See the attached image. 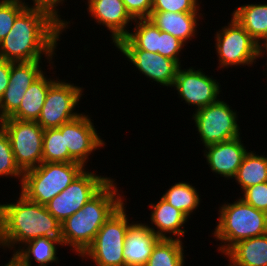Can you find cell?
I'll return each mask as SVG.
<instances>
[{
  "mask_svg": "<svg viewBox=\"0 0 267 266\" xmlns=\"http://www.w3.org/2000/svg\"><path fill=\"white\" fill-rule=\"evenodd\" d=\"M65 26L49 11L27 6L17 17L10 32L0 42V58L10 62L43 60L53 66L56 48ZM55 54V55H54Z\"/></svg>",
  "mask_w": 267,
  "mask_h": 266,
  "instance_id": "obj_1",
  "label": "cell"
},
{
  "mask_svg": "<svg viewBox=\"0 0 267 266\" xmlns=\"http://www.w3.org/2000/svg\"><path fill=\"white\" fill-rule=\"evenodd\" d=\"M19 194L16 202L0 204V248L13 249L14 254L26 242L39 237H45L58 246H66L62 224L47 210L46 205Z\"/></svg>",
  "mask_w": 267,
  "mask_h": 266,
  "instance_id": "obj_2",
  "label": "cell"
},
{
  "mask_svg": "<svg viewBox=\"0 0 267 266\" xmlns=\"http://www.w3.org/2000/svg\"><path fill=\"white\" fill-rule=\"evenodd\" d=\"M112 178L93 198L65 219L62 224L66 246L80 256L93 242L97 232L126 199L119 194Z\"/></svg>",
  "mask_w": 267,
  "mask_h": 266,
  "instance_id": "obj_3",
  "label": "cell"
},
{
  "mask_svg": "<svg viewBox=\"0 0 267 266\" xmlns=\"http://www.w3.org/2000/svg\"><path fill=\"white\" fill-rule=\"evenodd\" d=\"M218 212V223L212 235L221 241L217 250L223 255L237 242L267 233V213L240 197L233 203L224 202Z\"/></svg>",
  "mask_w": 267,
  "mask_h": 266,
  "instance_id": "obj_4",
  "label": "cell"
},
{
  "mask_svg": "<svg viewBox=\"0 0 267 266\" xmlns=\"http://www.w3.org/2000/svg\"><path fill=\"white\" fill-rule=\"evenodd\" d=\"M84 169L78 162H42L38 167L24 172L20 193L30 201L46 205Z\"/></svg>",
  "mask_w": 267,
  "mask_h": 266,
  "instance_id": "obj_5",
  "label": "cell"
},
{
  "mask_svg": "<svg viewBox=\"0 0 267 266\" xmlns=\"http://www.w3.org/2000/svg\"><path fill=\"white\" fill-rule=\"evenodd\" d=\"M123 203L103 224L93 242L79 256L89 259L95 266H125L123 256L125 237L130 223Z\"/></svg>",
  "mask_w": 267,
  "mask_h": 266,
  "instance_id": "obj_6",
  "label": "cell"
},
{
  "mask_svg": "<svg viewBox=\"0 0 267 266\" xmlns=\"http://www.w3.org/2000/svg\"><path fill=\"white\" fill-rule=\"evenodd\" d=\"M215 48L219 69L231 66H253L258 59V43L232 17L227 26L215 32Z\"/></svg>",
  "mask_w": 267,
  "mask_h": 266,
  "instance_id": "obj_7",
  "label": "cell"
},
{
  "mask_svg": "<svg viewBox=\"0 0 267 266\" xmlns=\"http://www.w3.org/2000/svg\"><path fill=\"white\" fill-rule=\"evenodd\" d=\"M0 127L7 133L16 164L25 172L42 162L44 129L36 121L5 118Z\"/></svg>",
  "mask_w": 267,
  "mask_h": 266,
  "instance_id": "obj_8",
  "label": "cell"
},
{
  "mask_svg": "<svg viewBox=\"0 0 267 266\" xmlns=\"http://www.w3.org/2000/svg\"><path fill=\"white\" fill-rule=\"evenodd\" d=\"M237 113V110L231 109V106L221 99L195 110L191 119L194 120L203 146L241 136Z\"/></svg>",
  "mask_w": 267,
  "mask_h": 266,
  "instance_id": "obj_9",
  "label": "cell"
},
{
  "mask_svg": "<svg viewBox=\"0 0 267 266\" xmlns=\"http://www.w3.org/2000/svg\"><path fill=\"white\" fill-rule=\"evenodd\" d=\"M84 169L61 193L47 204V210L62 223L65 219L80 210L112 178Z\"/></svg>",
  "mask_w": 267,
  "mask_h": 266,
  "instance_id": "obj_10",
  "label": "cell"
},
{
  "mask_svg": "<svg viewBox=\"0 0 267 266\" xmlns=\"http://www.w3.org/2000/svg\"><path fill=\"white\" fill-rule=\"evenodd\" d=\"M54 79L56 81L49 87L40 116L36 121L44 130L59 128L82 114L74 110L84 95L83 87L75 86L57 77Z\"/></svg>",
  "mask_w": 267,
  "mask_h": 266,
  "instance_id": "obj_11",
  "label": "cell"
},
{
  "mask_svg": "<svg viewBox=\"0 0 267 266\" xmlns=\"http://www.w3.org/2000/svg\"><path fill=\"white\" fill-rule=\"evenodd\" d=\"M178 69L172 87L177 90L179 98L189 106L198 110L220 99L222 92L220 83L201 69L189 67ZM204 72V73H203ZM219 97V98H218Z\"/></svg>",
  "mask_w": 267,
  "mask_h": 266,
  "instance_id": "obj_12",
  "label": "cell"
},
{
  "mask_svg": "<svg viewBox=\"0 0 267 266\" xmlns=\"http://www.w3.org/2000/svg\"><path fill=\"white\" fill-rule=\"evenodd\" d=\"M93 120L86 113L62 124L58 129L64 134L69 155L84 167L93 151L104 148L105 141L96 130Z\"/></svg>",
  "mask_w": 267,
  "mask_h": 266,
  "instance_id": "obj_13",
  "label": "cell"
},
{
  "mask_svg": "<svg viewBox=\"0 0 267 266\" xmlns=\"http://www.w3.org/2000/svg\"><path fill=\"white\" fill-rule=\"evenodd\" d=\"M131 62L140 74L162 86L172 88L180 65L159 53L138 48H117Z\"/></svg>",
  "mask_w": 267,
  "mask_h": 266,
  "instance_id": "obj_14",
  "label": "cell"
},
{
  "mask_svg": "<svg viewBox=\"0 0 267 266\" xmlns=\"http://www.w3.org/2000/svg\"><path fill=\"white\" fill-rule=\"evenodd\" d=\"M87 13L98 25H103L110 31L114 45L129 32V27L135 20L127 12L122 0H87ZM131 22V24H129ZM128 27V28H127Z\"/></svg>",
  "mask_w": 267,
  "mask_h": 266,
  "instance_id": "obj_15",
  "label": "cell"
},
{
  "mask_svg": "<svg viewBox=\"0 0 267 266\" xmlns=\"http://www.w3.org/2000/svg\"><path fill=\"white\" fill-rule=\"evenodd\" d=\"M241 138L239 136L225 142L205 146L203 155L213 173L227 178V180L235 177L248 152L246 146L241 142Z\"/></svg>",
  "mask_w": 267,
  "mask_h": 266,
  "instance_id": "obj_16",
  "label": "cell"
},
{
  "mask_svg": "<svg viewBox=\"0 0 267 266\" xmlns=\"http://www.w3.org/2000/svg\"><path fill=\"white\" fill-rule=\"evenodd\" d=\"M151 211L150 224L148 228L160 239H178L184 238L185 223L188 217L179 209L174 208L162 197L157 203H150ZM153 225V226H152ZM155 225V226H154ZM152 226V227H151ZM154 227V228H153ZM156 228V230H155ZM169 234V235H167ZM176 237V238H175ZM182 237V238H181Z\"/></svg>",
  "mask_w": 267,
  "mask_h": 266,
  "instance_id": "obj_17",
  "label": "cell"
},
{
  "mask_svg": "<svg viewBox=\"0 0 267 266\" xmlns=\"http://www.w3.org/2000/svg\"><path fill=\"white\" fill-rule=\"evenodd\" d=\"M136 222L129 226L125 237L123 250L125 266H145L153 247L160 240L148 228L147 223Z\"/></svg>",
  "mask_w": 267,
  "mask_h": 266,
  "instance_id": "obj_18",
  "label": "cell"
},
{
  "mask_svg": "<svg viewBox=\"0 0 267 266\" xmlns=\"http://www.w3.org/2000/svg\"><path fill=\"white\" fill-rule=\"evenodd\" d=\"M200 12L175 13V12H151L150 20L161 31H165L181 40L185 45L192 40L197 33L199 18L203 19Z\"/></svg>",
  "mask_w": 267,
  "mask_h": 266,
  "instance_id": "obj_19",
  "label": "cell"
},
{
  "mask_svg": "<svg viewBox=\"0 0 267 266\" xmlns=\"http://www.w3.org/2000/svg\"><path fill=\"white\" fill-rule=\"evenodd\" d=\"M224 255L228 266H267V233L237 242Z\"/></svg>",
  "mask_w": 267,
  "mask_h": 266,
  "instance_id": "obj_20",
  "label": "cell"
},
{
  "mask_svg": "<svg viewBox=\"0 0 267 266\" xmlns=\"http://www.w3.org/2000/svg\"><path fill=\"white\" fill-rule=\"evenodd\" d=\"M55 81L45 76L43 72L24 93L19 108L10 118L21 121H37L46 100L48 89Z\"/></svg>",
  "mask_w": 267,
  "mask_h": 266,
  "instance_id": "obj_21",
  "label": "cell"
},
{
  "mask_svg": "<svg viewBox=\"0 0 267 266\" xmlns=\"http://www.w3.org/2000/svg\"><path fill=\"white\" fill-rule=\"evenodd\" d=\"M57 246L56 243L49 241L45 237H39L26 242L12 254V257L21 266H32V259L36 261L38 266H48L53 262L57 264L59 263Z\"/></svg>",
  "mask_w": 267,
  "mask_h": 266,
  "instance_id": "obj_22",
  "label": "cell"
},
{
  "mask_svg": "<svg viewBox=\"0 0 267 266\" xmlns=\"http://www.w3.org/2000/svg\"><path fill=\"white\" fill-rule=\"evenodd\" d=\"M231 15L258 44L267 39V3L244 4Z\"/></svg>",
  "mask_w": 267,
  "mask_h": 266,
  "instance_id": "obj_23",
  "label": "cell"
},
{
  "mask_svg": "<svg viewBox=\"0 0 267 266\" xmlns=\"http://www.w3.org/2000/svg\"><path fill=\"white\" fill-rule=\"evenodd\" d=\"M135 27L114 46L116 48H138L158 53L159 28L148 19H136Z\"/></svg>",
  "mask_w": 267,
  "mask_h": 266,
  "instance_id": "obj_24",
  "label": "cell"
},
{
  "mask_svg": "<svg viewBox=\"0 0 267 266\" xmlns=\"http://www.w3.org/2000/svg\"><path fill=\"white\" fill-rule=\"evenodd\" d=\"M233 179L242 191L250 186L267 182V156L248 151Z\"/></svg>",
  "mask_w": 267,
  "mask_h": 266,
  "instance_id": "obj_25",
  "label": "cell"
},
{
  "mask_svg": "<svg viewBox=\"0 0 267 266\" xmlns=\"http://www.w3.org/2000/svg\"><path fill=\"white\" fill-rule=\"evenodd\" d=\"M200 197L195 186L184 181L175 183L162 195L165 201L182 211L188 218L198 209Z\"/></svg>",
  "mask_w": 267,
  "mask_h": 266,
  "instance_id": "obj_26",
  "label": "cell"
},
{
  "mask_svg": "<svg viewBox=\"0 0 267 266\" xmlns=\"http://www.w3.org/2000/svg\"><path fill=\"white\" fill-rule=\"evenodd\" d=\"M184 243L178 239H160L145 266H184Z\"/></svg>",
  "mask_w": 267,
  "mask_h": 266,
  "instance_id": "obj_27",
  "label": "cell"
},
{
  "mask_svg": "<svg viewBox=\"0 0 267 266\" xmlns=\"http://www.w3.org/2000/svg\"><path fill=\"white\" fill-rule=\"evenodd\" d=\"M43 162H76L65 147L64 134L58 128L45 129L43 134Z\"/></svg>",
  "mask_w": 267,
  "mask_h": 266,
  "instance_id": "obj_28",
  "label": "cell"
},
{
  "mask_svg": "<svg viewBox=\"0 0 267 266\" xmlns=\"http://www.w3.org/2000/svg\"><path fill=\"white\" fill-rule=\"evenodd\" d=\"M42 60L29 62H10L8 87L28 89L30 85L44 72Z\"/></svg>",
  "mask_w": 267,
  "mask_h": 266,
  "instance_id": "obj_29",
  "label": "cell"
},
{
  "mask_svg": "<svg viewBox=\"0 0 267 266\" xmlns=\"http://www.w3.org/2000/svg\"><path fill=\"white\" fill-rule=\"evenodd\" d=\"M23 174L16 164L7 133L0 127V177H17L22 184Z\"/></svg>",
  "mask_w": 267,
  "mask_h": 266,
  "instance_id": "obj_30",
  "label": "cell"
},
{
  "mask_svg": "<svg viewBox=\"0 0 267 266\" xmlns=\"http://www.w3.org/2000/svg\"><path fill=\"white\" fill-rule=\"evenodd\" d=\"M31 6L25 0H0V42L10 32L16 17Z\"/></svg>",
  "mask_w": 267,
  "mask_h": 266,
  "instance_id": "obj_31",
  "label": "cell"
},
{
  "mask_svg": "<svg viewBox=\"0 0 267 266\" xmlns=\"http://www.w3.org/2000/svg\"><path fill=\"white\" fill-rule=\"evenodd\" d=\"M200 12L198 0H152L151 12Z\"/></svg>",
  "mask_w": 267,
  "mask_h": 266,
  "instance_id": "obj_32",
  "label": "cell"
},
{
  "mask_svg": "<svg viewBox=\"0 0 267 266\" xmlns=\"http://www.w3.org/2000/svg\"><path fill=\"white\" fill-rule=\"evenodd\" d=\"M185 44L168 32L159 29L158 53L164 57L176 61L181 66L179 53L184 49Z\"/></svg>",
  "mask_w": 267,
  "mask_h": 266,
  "instance_id": "obj_33",
  "label": "cell"
},
{
  "mask_svg": "<svg viewBox=\"0 0 267 266\" xmlns=\"http://www.w3.org/2000/svg\"><path fill=\"white\" fill-rule=\"evenodd\" d=\"M27 89L7 87L0 98V121L10 117L20 106Z\"/></svg>",
  "mask_w": 267,
  "mask_h": 266,
  "instance_id": "obj_34",
  "label": "cell"
},
{
  "mask_svg": "<svg viewBox=\"0 0 267 266\" xmlns=\"http://www.w3.org/2000/svg\"><path fill=\"white\" fill-rule=\"evenodd\" d=\"M240 198L257 210L267 213V182L244 189Z\"/></svg>",
  "mask_w": 267,
  "mask_h": 266,
  "instance_id": "obj_35",
  "label": "cell"
},
{
  "mask_svg": "<svg viewBox=\"0 0 267 266\" xmlns=\"http://www.w3.org/2000/svg\"><path fill=\"white\" fill-rule=\"evenodd\" d=\"M127 12L136 19H148L152 10V0H122Z\"/></svg>",
  "mask_w": 267,
  "mask_h": 266,
  "instance_id": "obj_36",
  "label": "cell"
},
{
  "mask_svg": "<svg viewBox=\"0 0 267 266\" xmlns=\"http://www.w3.org/2000/svg\"><path fill=\"white\" fill-rule=\"evenodd\" d=\"M32 7L42 8L49 11L56 19H58L64 26L65 29H68L70 26V21L61 19V15L59 13V6H62L65 0H32ZM59 13V14H58ZM69 24V25H68Z\"/></svg>",
  "mask_w": 267,
  "mask_h": 266,
  "instance_id": "obj_37",
  "label": "cell"
},
{
  "mask_svg": "<svg viewBox=\"0 0 267 266\" xmlns=\"http://www.w3.org/2000/svg\"><path fill=\"white\" fill-rule=\"evenodd\" d=\"M10 76V61L0 58V98L8 87Z\"/></svg>",
  "mask_w": 267,
  "mask_h": 266,
  "instance_id": "obj_38",
  "label": "cell"
},
{
  "mask_svg": "<svg viewBox=\"0 0 267 266\" xmlns=\"http://www.w3.org/2000/svg\"><path fill=\"white\" fill-rule=\"evenodd\" d=\"M265 53L267 54V42H260L258 44V58L259 59L263 58L264 55L267 56ZM265 65L266 66H264V67H266V69H264V70L267 71V60H266V64ZM265 73H267V72H265Z\"/></svg>",
  "mask_w": 267,
  "mask_h": 266,
  "instance_id": "obj_39",
  "label": "cell"
},
{
  "mask_svg": "<svg viewBox=\"0 0 267 266\" xmlns=\"http://www.w3.org/2000/svg\"><path fill=\"white\" fill-rule=\"evenodd\" d=\"M4 266H21L13 257L10 258V260L8 261V263Z\"/></svg>",
  "mask_w": 267,
  "mask_h": 266,
  "instance_id": "obj_40",
  "label": "cell"
}]
</instances>
